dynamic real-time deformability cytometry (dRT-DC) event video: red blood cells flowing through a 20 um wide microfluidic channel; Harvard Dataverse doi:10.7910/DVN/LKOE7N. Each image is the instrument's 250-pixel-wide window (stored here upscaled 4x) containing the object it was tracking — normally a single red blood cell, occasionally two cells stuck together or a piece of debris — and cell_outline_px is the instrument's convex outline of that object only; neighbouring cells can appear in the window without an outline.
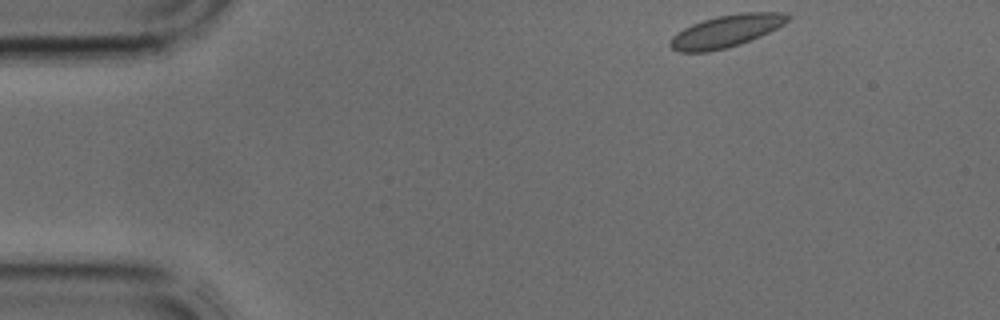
{"species": "common noctule bat (a hibernating species)", "species_latin": "Nyctalus noctula", "temperature_condition": "cold", "stored_images_in_passage": 2, "camera_frame_rate_fps": 3000, "um_per_image_px": 0.085, "animal": {"sex": "male", "body_mass_g": 17.9, "forearm_length_mm": 54.2}, "frame": {"image": 1, "passage_image": 1, "time_ms": 0.0, "image_size_px": [1000, 320], "cell_outline_px": [[792, 16], [784, 24], [752, 40], [740, 44], [708, 52], [680, 52], [672, 48], [668, 44], [672, 36], [684, 28], [692, 24], [716, 16], [740, 12], [784, 12]], "centroid_in_image_um": [61.73, 2.63], "position_along_channel_um": 23.3, "area_um2": 22.08}}